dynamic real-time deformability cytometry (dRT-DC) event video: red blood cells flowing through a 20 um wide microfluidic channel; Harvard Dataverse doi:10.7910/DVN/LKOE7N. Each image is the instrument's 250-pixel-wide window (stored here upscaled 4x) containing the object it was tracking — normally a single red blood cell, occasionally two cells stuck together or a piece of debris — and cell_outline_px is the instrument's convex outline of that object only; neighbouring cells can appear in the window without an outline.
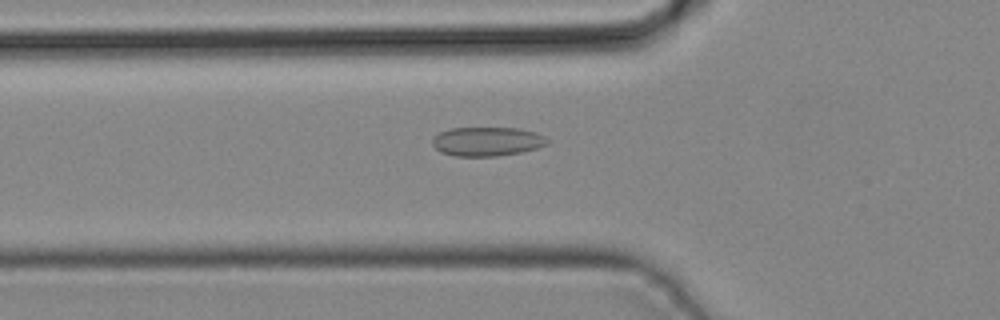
{"species": "common noctule bat (a hibernating species)", "species_latin": "Nyctalus noctula", "temperature_condition": "cold", "stored_images_in_passage": 29, "camera_frame_rate_fps": 3000, "um_per_image_px": 0.085, "animal": {"sex": "male", "body_mass_g": 19.2, "forearm_length_mm": 51.8}, "frame": {"image": 1, "passage_image": 7, "time_ms": 2.0, "image_size_px": [1000, 320], "cell_outline_px": [[548, 144], [536, 148], [520, 152], [496, 156], [456, 156], [440, 152], [432, 144], [432, 140], [440, 132], [448, 128], [520, 128], [536, 132], [544, 136], [548, 140]], "centroid_in_image_um": [41.4, 12.02], "position_along_channel_um": 84.4, "area_um2": 19.42}}
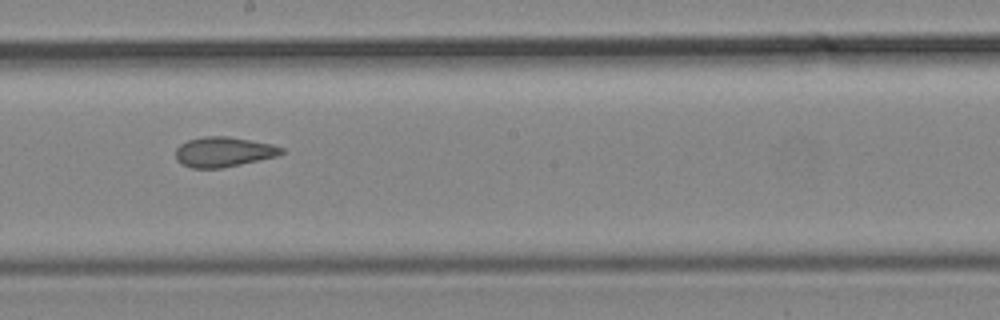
{"frame": {"image": 2, "passage_image": 16, "time_ms": 5.0, "image_size_px": [1000, 320], "cell_outline_px": [[284, 152], [276, 156], [240, 164], [220, 168], [192, 168], [180, 164], [176, 160], [176, 148], [180, 144], [188, 140], [204, 136], [228, 136], [272, 144], [284, 148]], "centroid_in_image_um": [18.97, 12.91], "position_along_channel_um": 229.2, "area_um2": 18.44}}
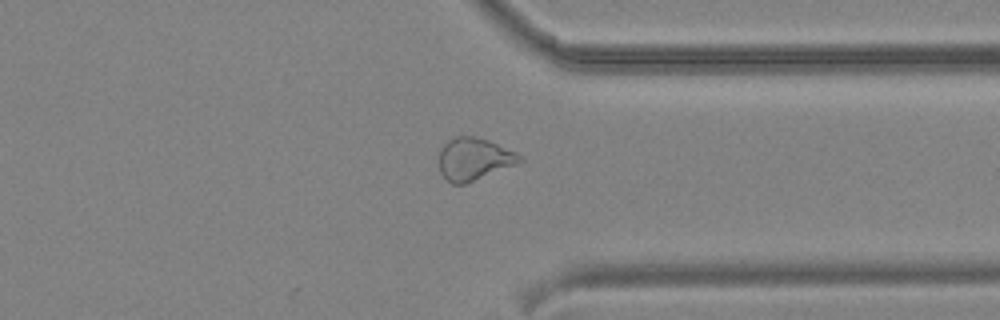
{"frame": {"image": 3, "passage_image": 25, "time_ms": 8.0, "image_size_px": [1000, 320], "cell_outline_px": [[524, 160], [516, 164], [464, 184], [452, 184], [440, 172], [440, 152], [444, 144], [448, 140], [456, 136], [472, 136], [488, 140], [516, 152]], "centroid_in_image_um": [40.28, 13.51], "position_along_channel_um": 371.1, "area_um2": 19.54}}